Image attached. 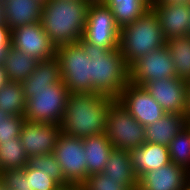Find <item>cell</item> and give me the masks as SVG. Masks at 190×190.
<instances>
[{"label":"cell","instance_id":"27","mask_svg":"<svg viewBox=\"0 0 190 190\" xmlns=\"http://www.w3.org/2000/svg\"><path fill=\"white\" fill-rule=\"evenodd\" d=\"M28 160L19 137L0 144V172L24 168L28 165Z\"/></svg>","mask_w":190,"mask_h":190},{"label":"cell","instance_id":"34","mask_svg":"<svg viewBox=\"0 0 190 190\" xmlns=\"http://www.w3.org/2000/svg\"><path fill=\"white\" fill-rule=\"evenodd\" d=\"M11 46V29L6 23H0V65L3 64Z\"/></svg>","mask_w":190,"mask_h":190},{"label":"cell","instance_id":"5","mask_svg":"<svg viewBox=\"0 0 190 190\" xmlns=\"http://www.w3.org/2000/svg\"><path fill=\"white\" fill-rule=\"evenodd\" d=\"M23 93L27 100L25 120L61 124L70 95L63 82L51 84L49 88L23 89Z\"/></svg>","mask_w":190,"mask_h":190},{"label":"cell","instance_id":"15","mask_svg":"<svg viewBox=\"0 0 190 190\" xmlns=\"http://www.w3.org/2000/svg\"><path fill=\"white\" fill-rule=\"evenodd\" d=\"M190 181V172L172 162L147 171L138 178L137 190H181Z\"/></svg>","mask_w":190,"mask_h":190},{"label":"cell","instance_id":"28","mask_svg":"<svg viewBox=\"0 0 190 190\" xmlns=\"http://www.w3.org/2000/svg\"><path fill=\"white\" fill-rule=\"evenodd\" d=\"M168 149L170 161L190 172V128L188 125L171 140Z\"/></svg>","mask_w":190,"mask_h":190},{"label":"cell","instance_id":"32","mask_svg":"<svg viewBox=\"0 0 190 190\" xmlns=\"http://www.w3.org/2000/svg\"><path fill=\"white\" fill-rule=\"evenodd\" d=\"M24 121L23 115L9 116L2 121L0 123V144L17 139Z\"/></svg>","mask_w":190,"mask_h":190},{"label":"cell","instance_id":"30","mask_svg":"<svg viewBox=\"0 0 190 190\" xmlns=\"http://www.w3.org/2000/svg\"><path fill=\"white\" fill-rule=\"evenodd\" d=\"M25 176L28 180L29 190H65L56 180L49 177L45 171L25 167Z\"/></svg>","mask_w":190,"mask_h":190},{"label":"cell","instance_id":"14","mask_svg":"<svg viewBox=\"0 0 190 190\" xmlns=\"http://www.w3.org/2000/svg\"><path fill=\"white\" fill-rule=\"evenodd\" d=\"M186 87V82L177 77L148 82L144 86L166 113L182 115H185Z\"/></svg>","mask_w":190,"mask_h":190},{"label":"cell","instance_id":"25","mask_svg":"<svg viewBox=\"0 0 190 190\" xmlns=\"http://www.w3.org/2000/svg\"><path fill=\"white\" fill-rule=\"evenodd\" d=\"M176 71V77L190 81V35L168 39L166 42Z\"/></svg>","mask_w":190,"mask_h":190},{"label":"cell","instance_id":"37","mask_svg":"<svg viewBox=\"0 0 190 190\" xmlns=\"http://www.w3.org/2000/svg\"><path fill=\"white\" fill-rule=\"evenodd\" d=\"M9 82L3 65H0V89Z\"/></svg>","mask_w":190,"mask_h":190},{"label":"cell","instance_id":"20","mask_svg":"<svg viewBox=\"0 0 190 190\" xmlns=\"http://www.w3.org/2000/svg\"><path fill=\"white\" fill-rule=\"evenodd\" d=\"M101 173L105 178L119 180L129 190H137L138 177L133 171L129 150L114 148Z\"/></svg>","mask_w":190,"mask_h":190},{"label":"cell","instance_id":"40","mask_svg":"<svg viewBox=\"0 0 190 190\" xmlns=\"http://www.w3.org/2000/svg\"><path fill=\"white\" fill-rule=\"evenodd\" d=\"M0 190H9L1 180H0Z\"/></svg>","mask_w":190,"mask_h":190},{"label":"cell","instance_id":"9","mask_svg":"<svg viewBox=\"0 0 190 190\" xmlns=\"http://www.w3.org/2000/svg\"><path fill=\"white\" fill-rule=\"evenodd\" d=\"M82 38L93 45L115 49L119 47L120 28L112 11L100 1L91 2Z\"/></svg>","mask_w":190,"mask_h":190},{"label":"cell","instance_id":"2","mask_svg":"<svg viewBox=\"0 0 190 190\" xmlns=\"http://www.w3.org/2000/svg\"><path fill=\"white\" fill-rule=\"evenodd\" d=\"M90 3L89 0H47L44 2L41 24L56 47L77 43L82 38Z\"/></svg>","mask_w":190,"mask_h":190},{"label":"cell","instance_id":"23","mask_svg":"<svg viewBox=\"0 0 190 190\" xmlns=\"http://www.w3.org/2000/svg\"><path fill=\"white\" fill-rule=\"evenodd\" d=\"M39 61L10 46L3 62L6 76L11 82H23L36 68Z\"/></svg>","mask_w":190,"mask_h":190},{"label":"cell","instance_id":"24","mask_svg":"<svg viewBox=\"0 0 190 190\" xmlns=\"http://www.w3.org/2000/svg\"><path fill=\"white\" fill-rule=\"evenodd\" d=\"M62 82L60 64L56 57L40 61L30 76L21 85L23 89L49 88L51 84Z\"/></svg>","mask_w":190,"mask_h":190},{"label":"cell","instance_id":"12","mask_svg":"<svg viewBox=\"0 0 190 190\" xmlns=\"http://www.w3.org/2000/svg\"><path fill=\"white\" fill-rule=\"evenodd\" d=\"M117 100L143 126L153 124L166 114L143 86L131 82L121 91Z\"/></svg>","mask_w":190,"mask_h":190},{"label":"cell","instance_id":"3","mask_svg":"<svg viewBox=\"0 0 190 190\" xmlns=\"http://www.w3.org/2000/svg\"><path fill=\"white\" fill-rule=\"evenodd\" d=\"M78 43L85 50L91 62V93L117 99L130 82V70L120 48L107 49L86 42Z\"/></svg>","mask_w":190,"mask_h":190},{"label":"cell","instance_id":"29","mask_svg":"<svg viewBox=\"0 0 190 190\" xmlns=\"http://www.w3.org/2000/svg\"><path fill=\"white\" fill-rule=\"evenodd\" d=\"M28 165L32 169H37L48 173L49 177L56 180L65 190H75L64 179L62 168L53 154L30 157L28 160Z\"/></svg>","mask_w":190,"mask_h":190},{"label":"cell","instance_id":"11","mask_svg":"<svg viewBox=\"0 0 190 190\" xmlns=\"http://www.w3.org/2000/svg\"><path fill=\"white\" fill-rule=\"evenodd\" d=\"M11 46L39 62L56 57V46L43 30L41 21L11 30Z\"/></svg>","mask_w":190,"mask_h":190},{"label":"cell","instance_id":"21","mask_svg":"<svg viewBox=\"0 0 190 190\" xmlns=\"http://www.w3.org/2000/svg\"><path fill=\"white\" fill-rule=\"evenodd\" d=\"M85 156L87 157V175L103 172L109 156L114 149L105 133L83 138Z\"/></svg>","mask_w":190,"mask_h":190},{"label":"cell","instance_id":"10","mask_svg":"<svg viewBox=\"0 0 190 190\" xmlns=\"http://www.w3.org/2000/svg\"><path fill=\"white\" fill-rule=\"evenodd\" d=\"M129 70L130 82L143 87L148 82L176 77L174 63L166 46L142 56Z\"/></svg>","mask_w":190,"mask_h":190},{"label":"cell","instance_id":"33","mask_svg":"<svg viewBox=\"0 0 190 190\" xmlns=\"http://www.w3.org/2000/svg\"><path fill=\"white\" fill-rule=\"evenodd\" d=\"M0 180L9 190H29L25 167L0 172Z\"/></svg>","mask_w":190,"mask_h":190},{"label":"cell","instance_id":"35","mask_svg":"<svg viewBox=\"0 0 190 190\" xmlns=\"http://www.w3.org/2000/svg\"><path fill=\"white\" fill-rule=\"evenodd\" d=\"M186 107L185 116L187 117V122H190V81L186 82Z\"/></svg>","mask_w":190,"mask_h":190},{"label":"cell","instance_id":"38","mask_svg":"<svg viewBox=\"0 0 190 190\" xmlns=\"http://www.w3.org/2000/svg\"><path fill=\"white\" fill-rule=\"evenodd\" d=\"M0 23H5L4 0H0Z\"/></svg>","mask_w":190,"mask_h":190},{"label":"cell","instance_id":"6","mask_svg":"<svg viewBox=\"0 0 190 190\" xmlns=\"http://www.w3.org/2000/svg\"><path fill=\"white\" fill-rule=\"evenodd\" d=\"M62 82L70 94L91 93V62L77 42L56 48Z\"/></svg>","mask_w":190,"mask_h":190},{"label":"cell","instance_id":"4","mask_svg":"<svg viewBox=\"0 0 190 190\" xmlns=\"http://www.w3.org/2000/svg\"><path fill=\"white\" fill-rule=\"evenodd\" d=\"M166 42L152 9L120 29L119 48L129 67L149 52L166 46Z\"/></svg>","mask_w":190,"mask_h":190},{"label":"cell","instance_id":"19","mask_svg":"<svg viewBox=\"0 0 190 190\" xmlns=\"http://www.w3.org/2000/svg\"><path fill=\"white\" fill-rule=\"evenodd\" d=\"M187 123L185 115L166 113L153 124L145 126L146 142L169 146L171 140L187 126Z\"/></svg>","mask_w":190,"mask_h":190},{"label":"cell","instance_id":"22","mask_svg":"<svg viewBox=\"0 0 190 190\" xmlns=\"http://www.w3.org/2000/svg\"><path fill=\"white\" fill-rule=\"evenodd\" d=\"M100 2L112 11L120 29L151 9V3L148 0H100Z\"/></svg>","mask_w":190,"mask_h":190},{"label":"cell","instance_id":"17","mask_svg":"<svg viewBox=\"0 0 190 190\" xmlns=\"http://www.w3.org/2000/svg\"><path fill=\"white\" fill-rule=\"evenodd\" d=\"M129 155L133 171L138 178L147 171L157 170L171 162L168 146L151 142L129 150Z\"/></svg>","mask_w":190,"mask_h":190},{"label":"cell","instance_id":"18","mask_svg":"<svg viewBox=\"0 0 190 190\" xmlns=\"http://www.w3.org/2000/svg\"><path fill=\"white\" fill-rule=\"evenodd\" d=\"M42 0H4L5 23L12 30L41 21Z\"/></svg>","mask_w":190,"mask_h":190},{"label":"cell","instance_id":"8","mask_svg":"<svg viewBox=\"0 0 190 190\" xmlns=\"http://www.w3.org/2000/svg\"><path fill=\"white\" fill-rule=\"evenodd\" d=\"M53 155L62 168L64 179L77 190L88 178L83 139L61 133Z\"/></svg>","mask_w":190,"mask_h":190},{"label":"cell","instance_id":"1","mask_svg":"<svg viewBox=\"0 0 190 190\" xmlns=\"http://www.w3.org/2000/svg\"><path fill=\"white\" fill-rule=\"evenodd\" d=\"M115 100L99 93L70 94L61 132L81 139L105 133L108 111Z\"/></svg>","mask_w":190,"mask_h":190},{"label":"cell","instance_id":"41","mask_svg":"<svg viewBox=\"0 0 190 190\" xmlns=\"http://www.w3.org/2000/svg\"><path fill=\"white\" fill-rule=\"evenodd\" d=\"M181 190H190V181Z\"/></svg>","mask_w":190,"mask_h":190},{"label":"cell","instance_id":"39","mask_svg":"<svg viewBox=\"0 0 190 190\" xmlns=\"http://www.w3.org/2000/svg\"><path fill=\"white\" fill-rule=\"evenodd\" d=\"M10 115H8L6 112H3V111H1L0 110V123L2 122V121H5V119L7 118V117H9Z\"/></svg>","mask_w":190,"mask_h":190},{"label":"cell","instance_id":"16","mask_svg":"<svg viewBox=\"0 0 190 190\" xmlns=\"http://www.w3.org/2000/svg\"><path fill=\"white\" fill-rule=\"evenodd\" d=\"M166 40L189 35L190 5L151 4Z\"/></svg>","mask_w":190,"mask_h":190},{"label":"cell","instance_id":"42","mask_svg":"<svg viewBox=\"0 0 190 190\" xmlns=\"http://www.w3.org/2000/svg\"><path fill=\"white\" fill-rule=\"evenodd\" d=\"M89 1H91V2H98V1H100V0H89Z\"/></svg>","mask_w":190,"mask_h":190},{"label":"cell","instance_id":"7","mask_svg":"<svg viewBox=\"0 0 190 190\" xmlns=\"http://www.w3.org/2000/svg\"><path fill=\"white\" fill-rule=\"evenodd\" d=\"M105 136L115 149L131 150L146 142L145 126L136 121L117 99L108 111Z\"/></svg>","mask_w":190,"mask_h":190},{"label":"cell","instance_id":"26","mask_svg":"<svg viewBox=\"0 0 190 190\" xmlns=\"http://www.w3.org/2000/svg\"><path fill=\"white\" fill-rule=\"evenodd\" d=\"M26 101L21 82L9 81L0 89V110L10 116H24Z\"/></svg>","mask_w":190,"mask_h":190},{"label":"cell","instance_id":"13","mask_svg":"<svg viewBox=\"0 0 190 190\" xmlns=\"http://www.w3.org/2000/svg\"><path fill=\"white\" fill-rule=\"evenodd\" d=\"M61 133L60 124L25 120L19 138L30 158L53 154L57 139Z\"/></svg>","mask_w":190,"mask_h":190},{"label":"cell","instance_id":"43","mask_svg":"<svg viewBox=\"0 0 190 190\" xmlns=\"http://www.w3.org/2000/svg\"><path fill=\"white\" fill-rule=\"evenodd\" d=\"M151 4L153 3V2H155L156 0H148Z\"/></svg>","mask_w":190,"mask_h":190},{"label":"cell","instance_id":"36","mask_svg":"<svg viewBox=\"0 0 190 190\" xmlns=\"http://www.w3.org/2000/svg\"><path fill=\"white\" fill-rule=\"evenodd\" d=\"M158 4H181L190 5V0H156Z\"/></svg>","mask_w":190,"mask_h":190},{"label":"cell","instance_id":"31","mask_svg":"<svg viewBox=\"0 0 190 190\" xmlns=\"http://www.w3.org/2000/svg\"><path fill=\"white\" fill-rule=\"evenodd\" d=\"M77 190H129L119 180L105 178L102 173L89 175Z\"/></svg>","mask_w":190,"mask_h":190}]
</instances>
